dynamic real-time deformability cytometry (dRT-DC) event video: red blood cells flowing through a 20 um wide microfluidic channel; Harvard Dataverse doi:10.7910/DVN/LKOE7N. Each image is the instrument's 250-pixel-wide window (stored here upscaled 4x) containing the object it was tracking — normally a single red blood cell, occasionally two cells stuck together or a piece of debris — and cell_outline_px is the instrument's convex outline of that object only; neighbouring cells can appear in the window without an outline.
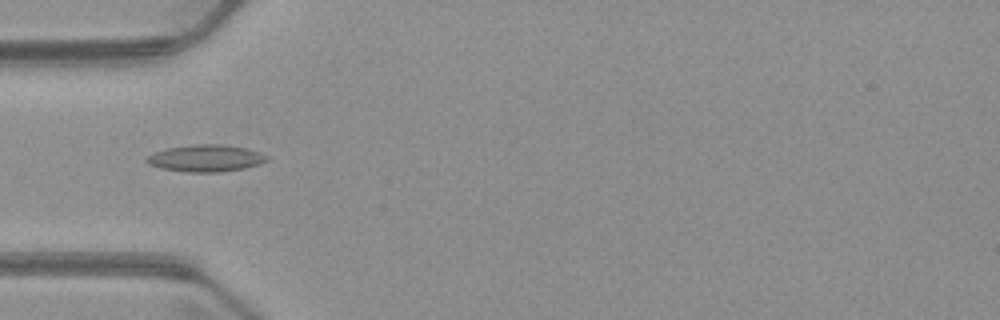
{"species": "common noctule bat (a hibernating species)", "species_latin": "Nyctalus noctula", "temperature_condition": "warm", "stored_images_in_passage": 5, "camera_frame_rate_fps": 3000, "um_per_image_px": 0.085, "animal": {"sex": "male", "body_mass_g": 23.1, "forearm_length_mm": 52.7}, "frame": {"image": 1, "passage_image": 5, "time_ms": 4.667, "image_size_px": [1000, 320], "cell_outline_px": [[268, 160], [260, 164], [244, 168], [220, 172], [188, 172], [160, 168], [148, 164], [144, 160], [148, 156], [156, 152], [168, 148], [196, 144], [220, 144], [248, 148], [260, 152], [268, 156]], "centroid_in_image_um": [17.52, 13.45], "position_along_channel_um": 67.5, "area_um2": 18.84}}